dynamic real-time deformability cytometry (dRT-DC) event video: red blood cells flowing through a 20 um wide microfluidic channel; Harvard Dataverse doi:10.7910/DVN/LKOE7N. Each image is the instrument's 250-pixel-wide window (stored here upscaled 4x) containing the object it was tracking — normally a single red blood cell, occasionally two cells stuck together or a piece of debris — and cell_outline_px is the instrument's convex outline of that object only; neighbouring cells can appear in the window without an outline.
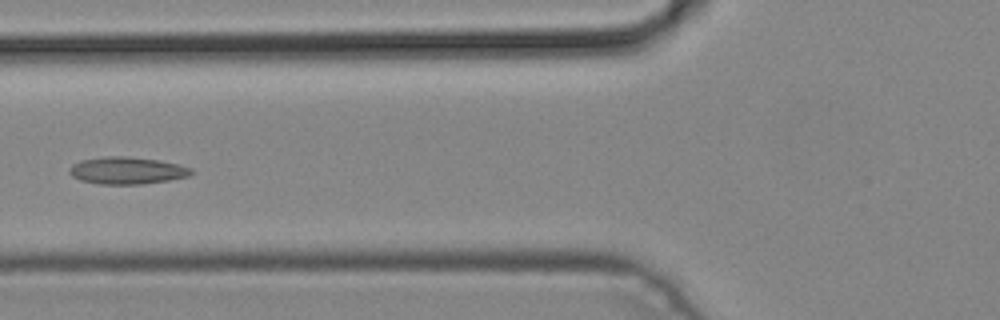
{"species": "common noctule bat (a hibernating species)", "species_latin": "Nyctalus noctula", "temperature_condition": "cold", "stored_images_in_passage": 3, "camera_frame_rate_fps": 3000, "um_per_image_px": 0.085, "animal": {"sex": "male", "body_mass_g": 19.2, "forearm_length_mm": 51.8}, "frame": {"image": 1, "passage_image": 2, "time_ms": 0.333, "image_size_px": [1000, 320], "cell_outline_px": [[192, 172], [188, 176], [168, 180], [144, 184], [100, 184], [80, 180], [72, 176], [68, 172], [68, 168], [72, 164], [80, 160], [104, 156], [124, 156], [156, 160], [176, 164], [192, 168]], "centroid_in_image_um": [10.73, 14.49], "position_along_channel_um": 115.1, "area_um2": 19.19}}
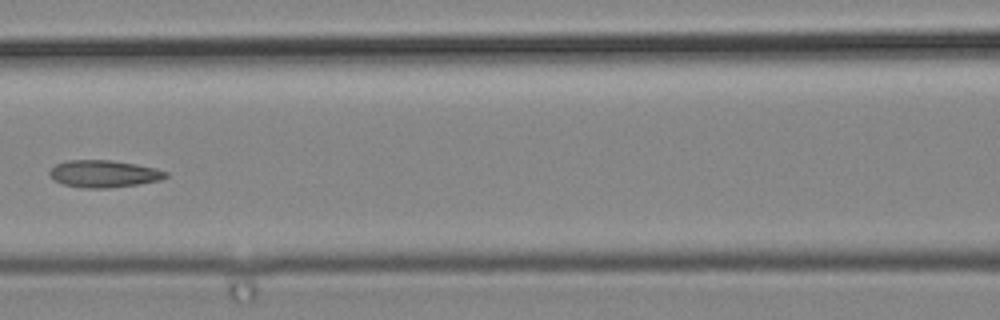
{"frame": {"image": 2, "passage_image": 3, "time_ms": 0.667, "image_size_px": [1000, 320], "cell_outline_px": [[168, 176], [160, 180], [136, 184], [108, 188], [84, 188], [64, 184], [48, 176], [48, 172], [56, 164], [68, 160], [112, 160], [136, 164], [156, 168], [168, 172]], "centroid_in_image_um": [8.83, 14.76], "position_along_channel_um": 157.8, "area_um2": 18.32}}